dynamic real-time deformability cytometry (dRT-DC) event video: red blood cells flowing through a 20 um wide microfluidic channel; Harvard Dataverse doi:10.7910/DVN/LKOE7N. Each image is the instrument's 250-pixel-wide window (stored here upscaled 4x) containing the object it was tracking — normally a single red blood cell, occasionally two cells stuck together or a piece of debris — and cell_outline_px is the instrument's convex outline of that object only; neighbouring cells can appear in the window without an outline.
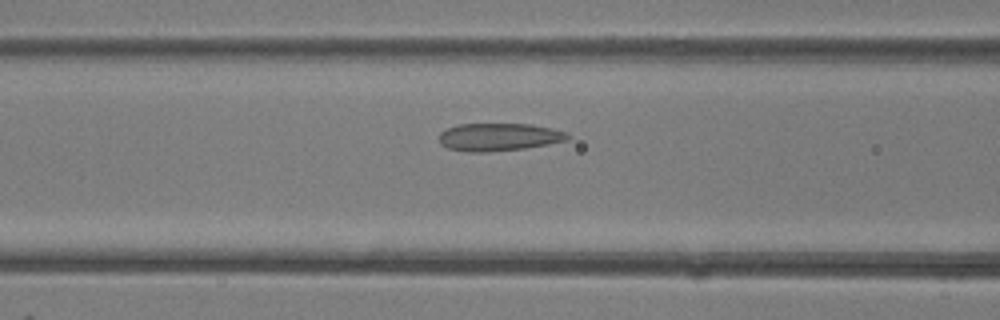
{"species": "common noctule bat (a hibernating species)", "species_latin": "Nyctalus noctula", "temperature_condition": "room temperature", "stored_images_in_passage": 29, "camera_frame_rate_fps": 3000, "um_per_image_px": 0.085, "animal": {"sex": "female"}, "frame": {"image": 1, "passage_image": 10, "time_ms": 3.0, "image_size_px": [1000, 320], "cell_outline_px": [[572, 136], [568, 140], [548, 144], [524, 148], [488, 152], [468, 152], [448, 148], [440, 144], [440, 132], [448, 128], [460, 124], [528, 124], [552, 128], [564, 132]], "centroid_in_image_um": [42.41, 11.65], "position_along_channel_um": 124.2, "area_um2": 20.69}}
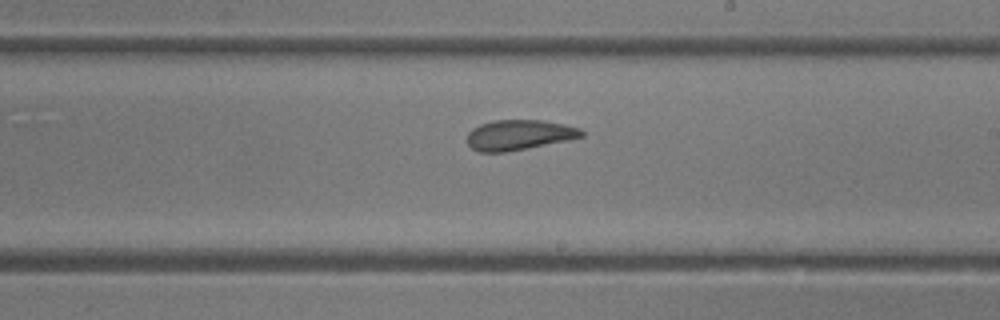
{"frame": {"image": 2, "passage_image": 17, "time_ms": 5.333, "image_size_px": [1000, 320], "cell_outline_px": [[584, 136], [568, 140], [528, 148], [504, 152], [480, 152], [472, 148], [468, 144], [468, 132], [472, 128], [480, 124], [496, 120], [544, 120], [564, 124], [580, 128], [584, 132]], "centroid_in_image_um": [44.13, 11.46], "position_along_channel_um": 244.9, "area_um2": 20.11}}
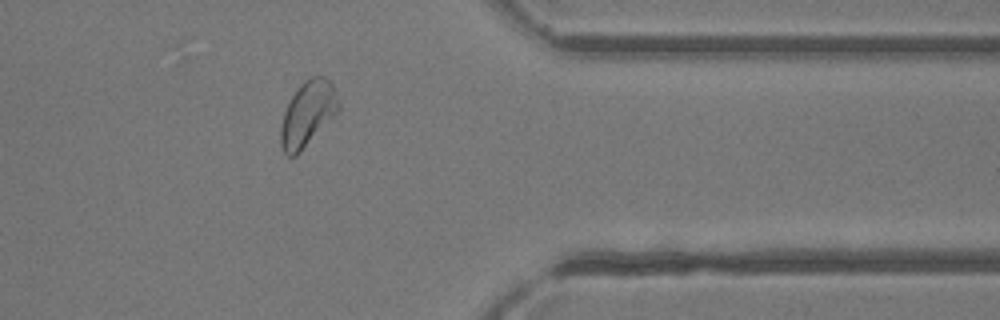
{"frame": {"image": 3, "passage_image": 26, "time_ms": 8.333, "image_size_px": [1000, 320], "cell_outline_px": [[340, 108], [300, 152], [296, 156], [288, 156], [284, 152], [280, 144], [280, 128], [284, 112], [292, 96], [300, 84], [304, 80], [312, 76], [324, 76], [332, 80], [340, 104]], "centroid_in_image_um": [26.15, 9.63], "position_along_channel_um": 385.2, "area_um2": 21.79}}